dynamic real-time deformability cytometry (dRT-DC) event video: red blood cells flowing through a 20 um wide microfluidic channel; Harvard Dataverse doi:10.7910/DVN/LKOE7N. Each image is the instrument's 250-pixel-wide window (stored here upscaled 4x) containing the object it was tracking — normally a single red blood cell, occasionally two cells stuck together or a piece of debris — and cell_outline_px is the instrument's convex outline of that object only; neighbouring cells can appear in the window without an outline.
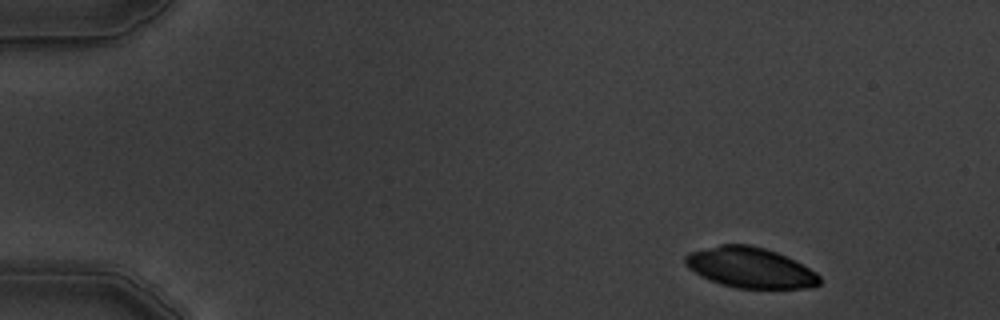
{"species": "common noctule bat (a hibernating species)", "species_latin": "Nyctalus noctula", "temperature_condition": "warm", "stored_images_in_passage": 4, "camera_frame_rate_fps": 3000, "um_per_image_px": 0.085, "animal": {"sex": "male", "body_mass_g": 19.5, "forearm_length_mm": 54.6}, "frame": {"image": 1, "passage_image": 1, "time_ms": 0.0, "image_size_px": [1000, 320], "cell_outline_px": [[820, 284], [812, 288], [736, 288], [720, 284], [700, 276], [688, 268], [684, 264], [684, 256], [688, 252], [720, 244], [748, 244], [764, 248], [776, 252], [816, 272], [820, 276]], "centroid_in_image_um": [63.72, 22.75], "position_along_channel_um": 21.3, "area_um2": 31.67}}